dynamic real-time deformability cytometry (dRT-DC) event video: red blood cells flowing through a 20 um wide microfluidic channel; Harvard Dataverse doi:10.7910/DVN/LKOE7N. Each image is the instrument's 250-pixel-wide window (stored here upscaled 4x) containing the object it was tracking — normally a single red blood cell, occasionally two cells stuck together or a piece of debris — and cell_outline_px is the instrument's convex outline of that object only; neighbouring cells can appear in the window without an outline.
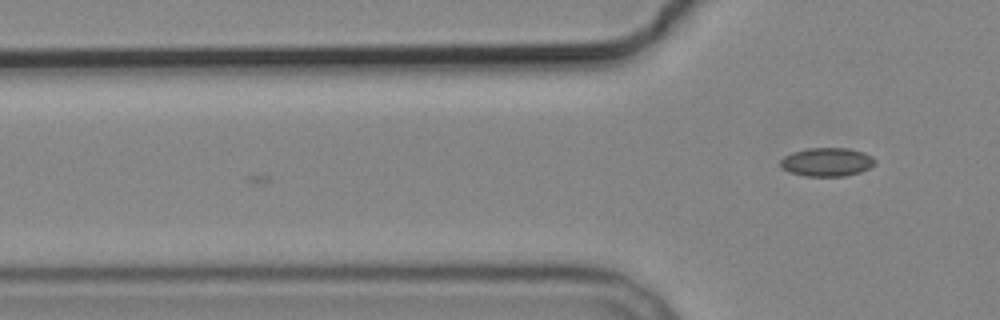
{"species": "common noctule bat (a hibernating species)", "species_latin": "Nyctalus noctula", "temperature_condition": "cold", "stored_images_in_passage": 3, "camera_frame_rate_fps": 3000, "um_per_image_px": 0.085, "animal": {"sex": "male", "body_mass_g": 19.2, "forearm_length_mm": 51.8}, "frame": {"image": 1, "passage_image": 3, "time_ms": 2.333, "image_size_px": [1000, 320], "cell_outline_px": [[876, 164], [860, 172], [844, 176], [804, 176], [788, 172], [780, 164], [780, 160], [784, 156], [792, 152], [808, 148], [848, 148], [864, 152], [872, 156], [876, 160]], "centroid_in_image_um": [70.3, 13.77], "position_along_channel_um": 55.5, "area_um2": 15.84}}